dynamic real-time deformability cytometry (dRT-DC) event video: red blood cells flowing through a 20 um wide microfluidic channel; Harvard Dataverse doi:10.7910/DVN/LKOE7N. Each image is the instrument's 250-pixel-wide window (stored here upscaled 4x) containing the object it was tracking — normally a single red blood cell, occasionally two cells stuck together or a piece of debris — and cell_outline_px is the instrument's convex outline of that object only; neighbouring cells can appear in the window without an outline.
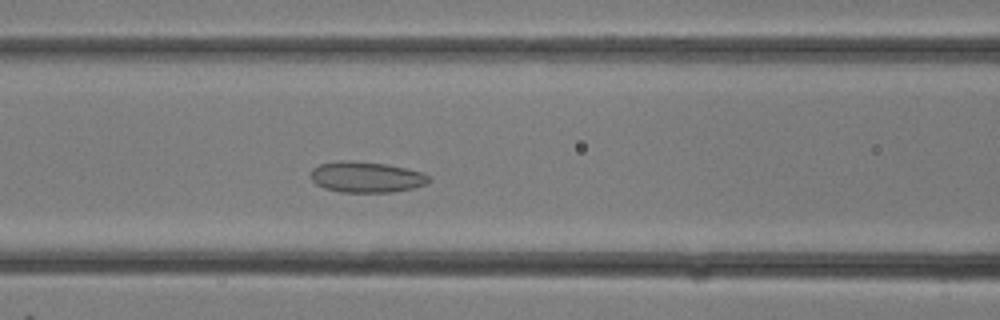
{"species": "common noctule bat (a hibernating species)", "species_latin": "Nyctalus noctula", "temperature_condition": "room temperature", "stored_images_in_passage": 26, "camera_frame_rate_fps": 3000, "um_per_image_px": 0.085, "animal": {"sex": "female"}, "frame": {"image": 1, "passage_image": 9, "time_ms": 2.667, "image_size_px": [1000, 320], "cell_outline_px": [[432, 180], [428, 184], [412, 188], [392, 192], [340, 192], [324, 188], [316, 184], [312, 180], [312, 168], [320, 164], [340, 160], [348, 160], [388, 164], [408, 168], [420, 172], [428, 176]], "centroid_in_image_um": [31.15, 15.05], "position_along_channel_um": 135.4, "area_um2": 21.33}}
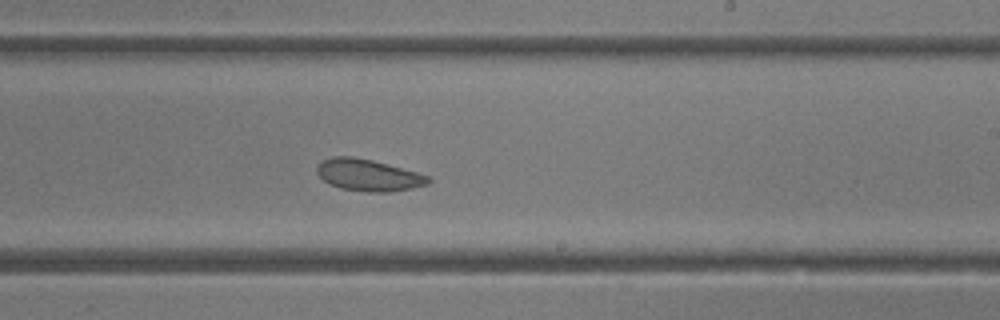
{"frame": {"image": 2, "passage_image": 14, "time_ms": 4.333, "image_size_px": [1000, 320], "cell_outline_px": [[432, 180], [428, 184], [412, 188], [388, 192], [368, 192], [340, 188], [328, 184], [316, 172], [316, 164], [332, 156], [352, 156], [372, 160], [416, 172], [428, 176]], "centroid_in_image_um": [31.27, 14.88], "position_along_channel_um": 257.7, "area_um2": 20.58}}
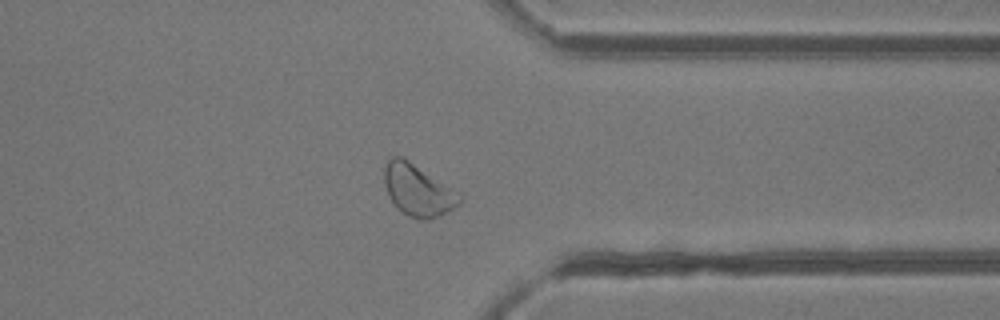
{"frame": {"image": 3, "passage_image": 19, "time_ms": 6.0, "image_size_px": [1000, 320], "cell_outline_px": [[464, 196], [460, 204], [440, 216], [428, 220], [424, 220], [408, 216], [396, 208], [384, 184], [384, 168], [388, 160], [392, 156], [400, 156], [408, 160]], "centroid_in_image_um": [35.53, 16.19], "position_along_channel_um": 375.9, "area_um2": 22.48}}